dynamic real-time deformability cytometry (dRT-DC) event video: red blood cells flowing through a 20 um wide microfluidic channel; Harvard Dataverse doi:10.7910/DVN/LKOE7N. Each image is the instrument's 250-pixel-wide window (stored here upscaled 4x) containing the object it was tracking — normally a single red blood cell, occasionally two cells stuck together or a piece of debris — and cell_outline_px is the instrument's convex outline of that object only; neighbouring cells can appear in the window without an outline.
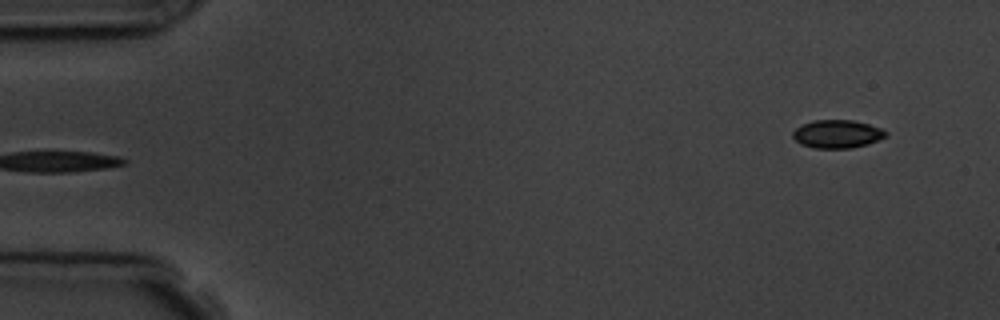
{"species": "common noctule bat (a hibernating species)", "species_latin": "Nyctalus noctula", "temperature_condition": "room temperature", "stored_images_in_passage": 6, "camera_frame_rate_fps": 3000, "um_per_image_px": 0.085, "animal": {"sex": "male", "body_mass_g": 19.5, "forearm_length_mm": 54.6}, "frame": {"image": 1, "passage_image": 6, "time_ms": 6.0, "image_size_px": [1000, 320], "cell_outline_px": [[888, 136], [868, 144], [852, 148], [812, 148], [800, 144], [792, 136], [792, 132], [796, 128], [804, 124], [816, 120], [852, 120], [868, 124], [880, 128], [888, 132]], "centroid_in_image_um": [71.18, 11.4], "position_along_channel_um": 13.8, "area_um2": 15.26}}